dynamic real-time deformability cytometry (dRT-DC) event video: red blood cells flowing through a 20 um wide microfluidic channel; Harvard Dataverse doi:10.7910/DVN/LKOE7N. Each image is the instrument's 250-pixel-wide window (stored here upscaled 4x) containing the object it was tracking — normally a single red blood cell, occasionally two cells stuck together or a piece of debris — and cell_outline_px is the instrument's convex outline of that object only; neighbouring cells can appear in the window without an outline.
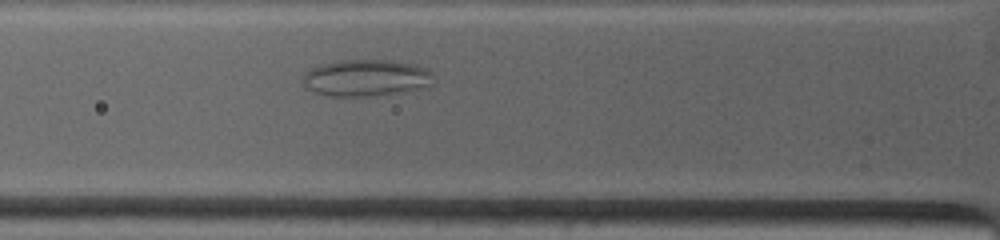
{"species": "common noctule bat (a hibernating species)", "species_latin": "Nyctalus noctula", "temperature_condition": "warm", "stored_images_in_passage": 27, "camera_frame_rate_fps": 4500, "um_per_image_px": 0.085, "animal": {"sex": "female", "body_mass_g": 19.0, "forearm_length_mm": 53.3}, "frame": {"image": 1, "passage_image": 8, "time_ms": 2.667, "image_size_px": [1000, 240], "cell_outline_px": [[432, 84], [428, 88], [364, 96], [332, 96], [316, 92], [304, 88], [304, 76], [312, 68], [324, 64], [344, 60], [388, 60], [416, 64], [428, 68], [432, 72]], "centroid_in_image_um": [31.18, 6.62], "position_along_channel_um": 94.6, "area_um2": 27.69}}
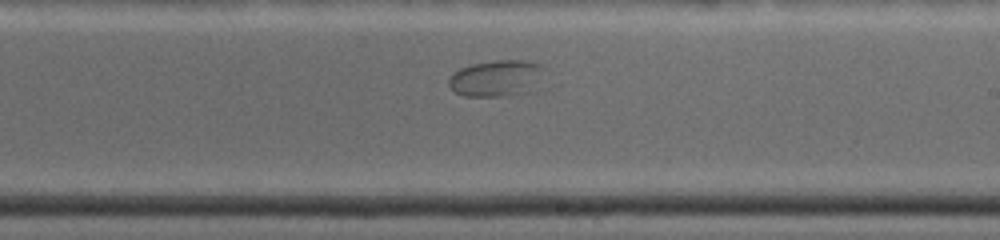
{"frame": {"image": 2, "passage_image": 17, "time_ms": 6.667, "image_size_px": [1000, 240], "cell_outline_px": [[548, 68], [536, 92], [504, 96], [464, 96], [456, 92], [448, 84], [448, 80], [460, 68], [472, 64], [496, 60], [528, 60], [540, 64]], "centroid_in_image_um": [42.35, 6.66], "position_along_channel_um": 246.6, "area_um2": 20.98}}
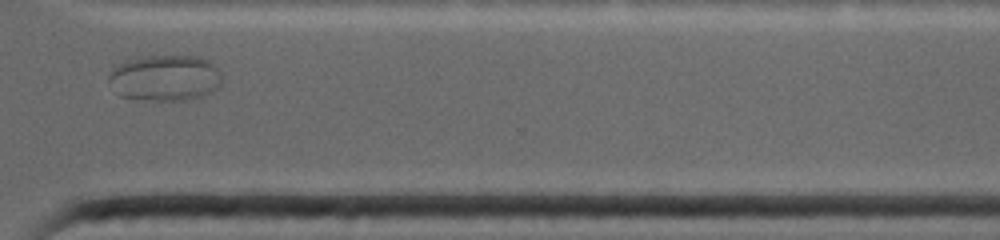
{"frame": {"image": 3, "passage_image": 24, "time_ms": 9.556, "image_size_px": [1000, 240], "cell_outline_px": [[220, 88], [204, 96], [184, 100], [156, 100], [120, 96], [116, 92], [108, 80], [108, 76], [120, 64], [128, 60], [148, 56], [200, 56], [208, 60], [220, 72]], "centroid_in_image_um": [14.07, 6.63], "position_along_channel_um": 356.5, "area_um2": 30.06}}